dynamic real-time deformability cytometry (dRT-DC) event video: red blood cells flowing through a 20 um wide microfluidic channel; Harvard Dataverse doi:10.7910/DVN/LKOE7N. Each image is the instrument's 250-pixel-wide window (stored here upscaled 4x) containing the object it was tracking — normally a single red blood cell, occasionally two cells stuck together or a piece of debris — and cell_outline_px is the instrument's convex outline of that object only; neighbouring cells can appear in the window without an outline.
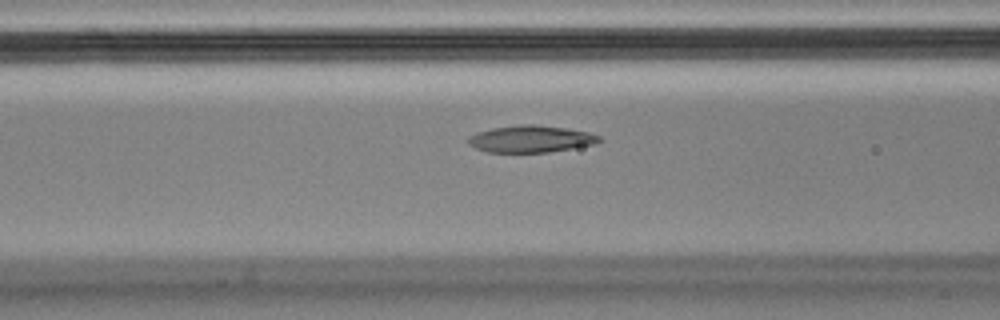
{"species": "Egyptian fruit bat (a non-hibernating species)", "species_latin": "Rousettus aegyptiacus", "temperature_condition": "cold", "stored_images_in_passage": 44, "camera_frame_rate_fps": 3000, "um_per_image_px": 0.085, "animal": {"sex": "male"}, "frame": {"image": 1, "passage_image": 15, "time_ms": 4.667, "image_size_px": [1000, 320], "cell_outline_px": [[604, 140], [596, 144], [548, 152], [488, 152], [476, 148], [468, 144], [468, 136], [476, 132], [492, 128], [520, 124], [536, 124], [568, 128], [588, 132], [600, 136]], "centroid_in_image_um": [45.14, 11.8], "position_along_channel_um": 121.5, "area_um2": 20.75}}
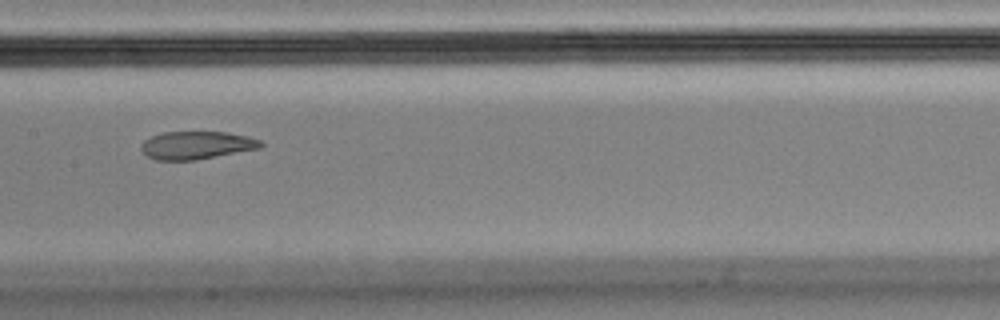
{"frame": {"image": 2, "passage_image": 21, "time_ms": 6.667, "image_size_px": [1000, 320], "cell_outline_px": [[264, 144], [260, 148], [196, 160], [156, 160], [148, 156], [140, 148], [140, 144], [144, 140], [152, 136], [164, 132], [228, 132], [248, 136], [260, 140]], "centroid_in_image_um": [16.71, 12.34], "position_along_channel_um": 190.7, "area_um2": 19.42}}
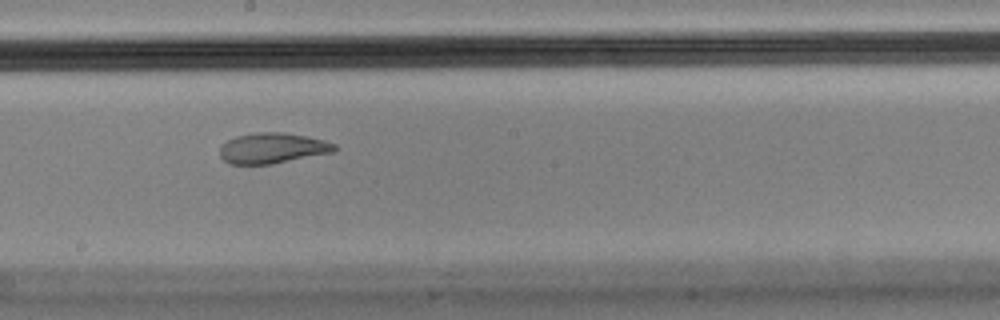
{"frame": {"image": 3, "passage_image": 24, "time_ms": 7.667, "image_size_px": [1000, 320], "cell_outline_px": [[340, 148], [336, 152], [272, 164], [228, 164], [220, 156], [220, 144], [236, 136], [256, 132], [284, 132], [324, 140], [336, 144]], "centroid_in_image_um": [23.19, 12.59], "position_along_channel_um": 225.0, "area_um2": 20.69}, "authors_computed_cell_mechanics": {"area_um2": 21.4438, "velocity_mm_per_s": 3.4502, "shape_relaxation_time_tau1_ms": null, "shape_relaxation_time_tau2_ms": 2.3383, "deformation_change_tau1": null, "deformation_change_tau2": 0.0861}}